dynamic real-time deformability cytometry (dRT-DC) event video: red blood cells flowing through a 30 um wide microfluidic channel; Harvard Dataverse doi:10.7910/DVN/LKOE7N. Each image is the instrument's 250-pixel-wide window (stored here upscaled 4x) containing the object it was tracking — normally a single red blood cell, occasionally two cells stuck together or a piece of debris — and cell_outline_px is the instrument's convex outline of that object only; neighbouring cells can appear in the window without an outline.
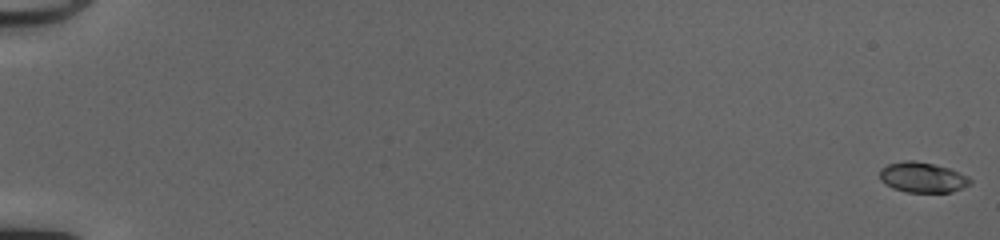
{"species": "common noctule bat (a hibernating species)", "species_latin": "Nyctalus noctula", "temperature_condition": "cold", "stored_images_in_passage": 52, "camera_frame_rate_fps": 3000, "um_per_image_px": 0.085, "animal": {"sex": "female", "body_mass_g": 20.0, "forearm_length_mm": 54.0}, "frame": {"image": 1, "passage_image": 1, "time_ms": 0.0, "image_size_px": [1000, 240], "cell_outline_px": [[972, 184], [952, 192], [904, 192], [892, 188], [884, 184], [880, 180], [880, 168], [888, 164], [904, 160], [912, 160], [932, 164], [948, 168], [968, 176], [972, 180]], "centroid_in_image_um": [78.39, 15.09], "position_along_channel_um": 6.6, "area_um2": 16.07}}
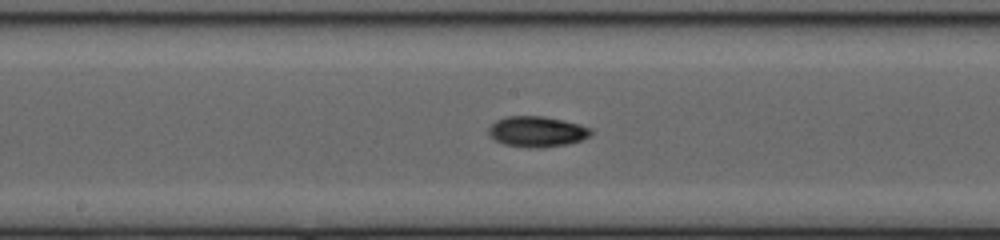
{"frame": {"image": 2, "passage_image": 30, "time_ms": 9.667, "image_size_px": [1000, 240], "cell_outline_px": [[592, 132], [588, 136], [580, 140], [568, 144], [540, 148], [528, 148], [504, 144], [496, 140], [488, 132], [488, 128], [496, 120], [504, 116], [544, 116], [564, 120], [580, 124], [592, 128]], "centroid_in_image_um": [45.65, 11.18], "position_along_channel_um": 202.6, "area_um2": 18.32}}
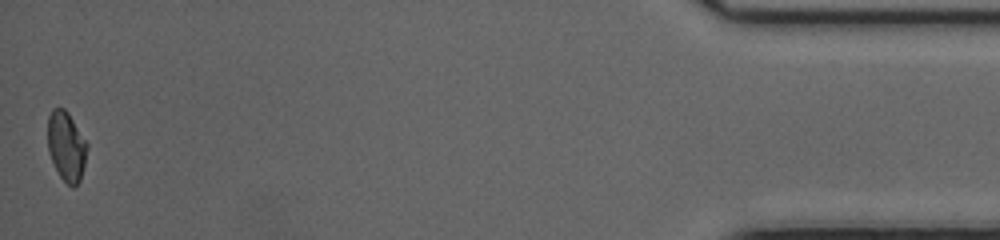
{"frame": {"image": 3, "passage_image": 52, "time_ms": 17.0, "image_size_px": [1000, 240], "cell_outline_px": [[88, 148], [80, 180], [72, 188], [60, 176], [48, 152], [48, 116], [52, 108], [64, 108], [68, 112], [88, 144]], "centroid_in_image_um": [5.64, 12.4], "position_along_channel_um": 429.6, "area_um2": 15.84}, "authors_computed_cell_mechanics": {"area_um2": 16.473, "velocity_mm_per_s": 4.1846, "shape_relaxation_time_tau1_ms": 5.1115, "shape_relaxation_time_tau2_ms": 6.07, "deformation_change_tau1": 0.1513, "deformation_change_tau2": 0.0939}}